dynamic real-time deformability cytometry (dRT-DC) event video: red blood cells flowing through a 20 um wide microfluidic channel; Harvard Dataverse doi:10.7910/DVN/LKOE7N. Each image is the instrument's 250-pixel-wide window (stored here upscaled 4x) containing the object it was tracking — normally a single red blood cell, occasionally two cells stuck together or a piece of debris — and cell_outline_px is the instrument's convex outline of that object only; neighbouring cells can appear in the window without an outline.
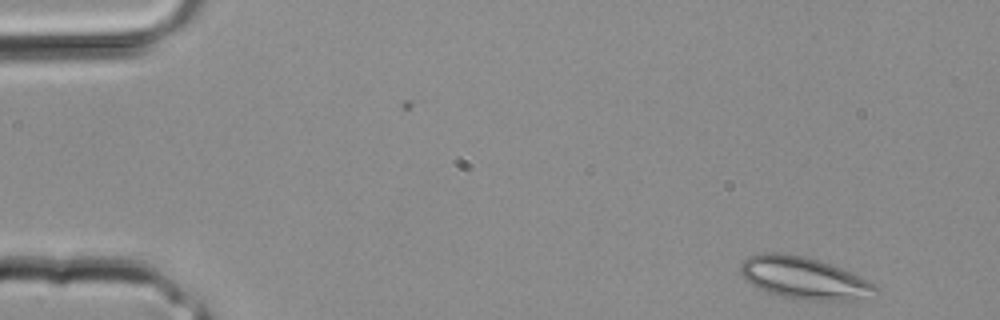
{"species": "common noctule bat (a hibernating species)", "species_latin": "Nyctalus noctula", "temperature_condition": "room temperature", "stored_images_in_passage": 2, "camera_frame_rate_fps": 3000, "um_per_image_px": 0.085, "animal": {"sex": "male", "body_mass_g": 20.4}, "frame": {"image": 1, "passage_image": 2, "time_ms": 0.333, "image_size_px": [1000, 320], "cell_outline_px": [[880, 292], [840, 300], [808, 300], [784, 296], [764, 292], [744, 280], [740, 272], [740, 264], [748, 256], [760, 252], [784, 252], [804, 256], [820, 260], [832, 264], [872, 284]], "centroid_in_image_um": [68.17, 23.59], "position_along_channel_um": 16.8, "area_um2": 32.54}}